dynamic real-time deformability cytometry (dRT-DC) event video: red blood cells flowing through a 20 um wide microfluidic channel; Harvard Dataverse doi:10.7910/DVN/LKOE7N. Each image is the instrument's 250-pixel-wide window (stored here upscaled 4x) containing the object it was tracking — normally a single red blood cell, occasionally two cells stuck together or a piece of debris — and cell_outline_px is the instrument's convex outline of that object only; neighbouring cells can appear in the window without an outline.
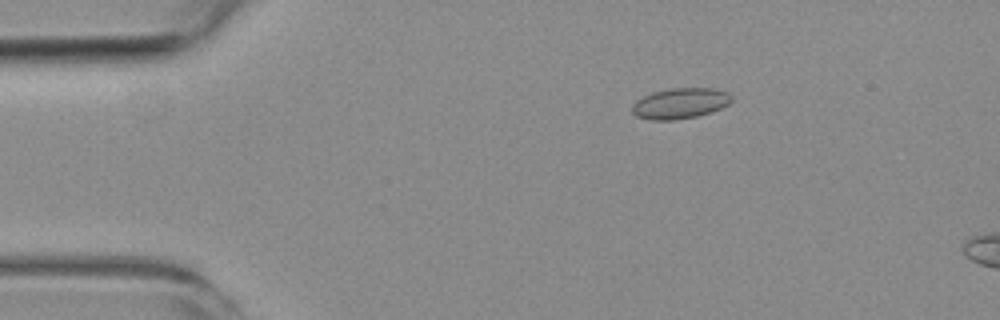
{"species": "common noctule bat (a hibernating species)", "species_latin": "Nyctalus noctula", "temperature_condition": "room temperature", "stored_images_in_passage": 4, "camera_frame_rate_fps": 3000, "um_per_image_px": 0.085, "animal": {"sex": "female", "body_mass_g": 19.3, "forearm_length_mm": 54.1}, "frame": {"image": 1, "passage_image": 2, "time_ms": 1.0, "image_size_px": [1000, 320], "cell_outline_px": [[732, 100], [728, 104], [720, 108], [696, 116], [672, 120], [652, 120], [636, 116], [632, 112], [632, 104], [636, 100], [652, 92], [672, 88], [712, 88], [728, 92], [732, 96]], "centroid_in_image_um": [57.79, 8.77], "position_along_channel_um": 27.2, "area_um2": 17.63}}